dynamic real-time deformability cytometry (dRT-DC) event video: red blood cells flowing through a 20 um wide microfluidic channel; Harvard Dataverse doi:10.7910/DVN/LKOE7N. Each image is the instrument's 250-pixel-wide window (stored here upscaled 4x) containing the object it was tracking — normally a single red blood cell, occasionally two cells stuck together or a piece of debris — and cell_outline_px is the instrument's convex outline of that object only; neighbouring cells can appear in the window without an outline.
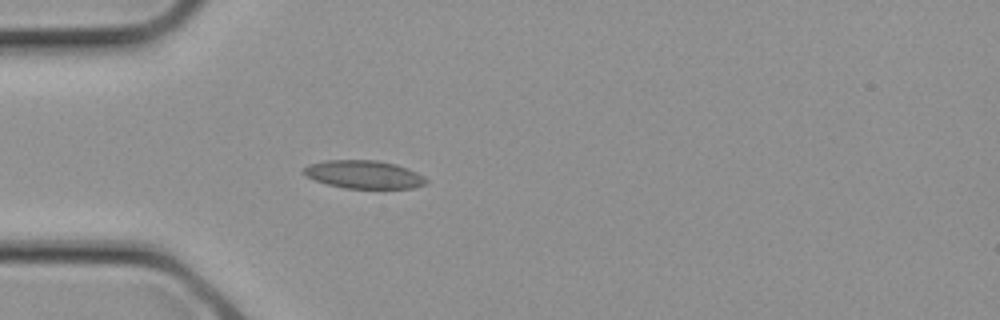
{"species": "common noctule bat (a hibernating species)", "species_latin": "Nyctalus noctula", "temperature_condition": "cold", "stored_images_in_passage": 4, "camera_frame_rate_fps": 3000, "um_per_image_px": 0.085, "animal": {"sex": "female", "body_mass_g": 21.9}, "frame": {"image": 1, "passage_image": 3, "time_ms": 0.667, "image_size_px": [1000, 320], "cell_outline_px": [[428, 184], [412, 188], [344, 188], [328, 184], [304, 176], [300, 172], [308, 164], [324, 160], [376, 160], [396, 164], [408, 168], [424, 176], [428, 180]], "centroid_in_image_um": [30.92, 14.82], "position_along_channel_um": 54.1, "area_um2": 20.23}}